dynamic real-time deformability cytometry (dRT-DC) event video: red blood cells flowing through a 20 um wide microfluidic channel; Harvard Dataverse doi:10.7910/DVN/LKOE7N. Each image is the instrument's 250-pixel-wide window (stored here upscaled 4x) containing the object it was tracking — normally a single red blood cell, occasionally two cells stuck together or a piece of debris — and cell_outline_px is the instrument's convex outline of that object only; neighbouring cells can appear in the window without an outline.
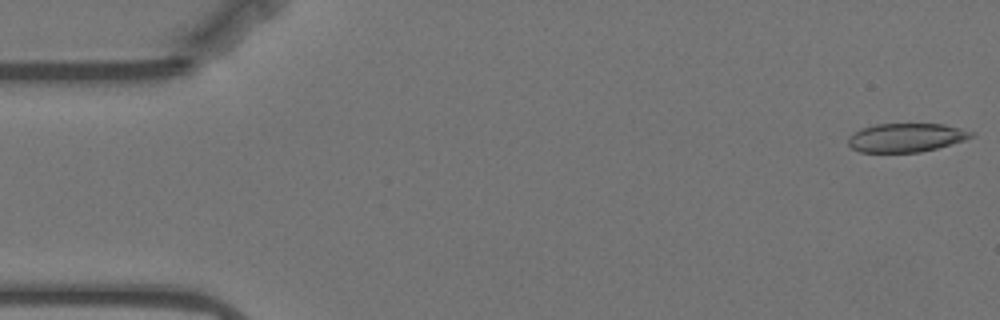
{"species": "Egyptian fruit bat (a non-hibernating species)", "species_latin": "Rousettus aegyptiacus", "temperature_condition": "warm", "stored_images_in_passage": 56, "camera_frame_rate_fps": 3000, "um_per_image_px": 0.085, "animal": {"sex": "female"}, "frame": {"image": 1, "passage_image": 1, "time_ms": 0.0, "image_size_px": [1000, 320], "cell_outline_px": [[976, 136], [964, 140], [936, 148], [920, 152], [860, 152], [852, 148], [848, 144], [848, 136], [860, 128], [876, 124], [944, 124], [976, 132]], "centroid_in_image_um": [77.02, 11.69], "position_along_channel_um": 8.0, "area_um2": 20.69}}
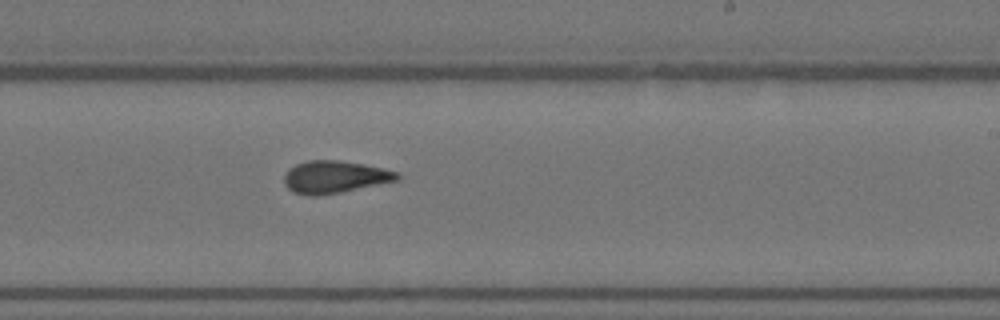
{"frame": {"image": 2, "passage_image": 33, "time_ms": 10.667, "image_size_px": [1000, 320], "cell_outline_px": [[400, 176], [396, 180], [340, 192], [316, 196], [308, 196], [292, 192], [284, 184], [284, 176], [288, 168], [296, 164], [308, 160], [336, 160], [364, 164], [384, 168], [400, 172]], "centroid_in_image_um": [28.41, 15.03], "position_along_channel_um": 260.6, "area_um2": 21.27}}
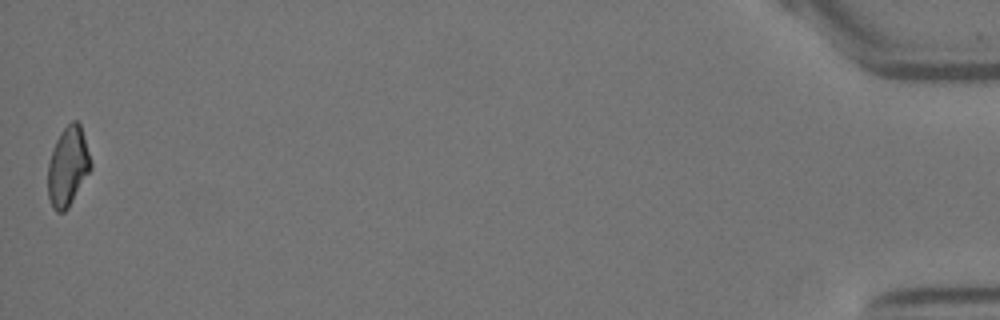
{"frame": {"image": 3, "passage_image": 56, "time_ms": 18.333, "image_size_px": [1000, 320], "cell_outline_px": [[92, 168], [68, 208], [64, 212], [56, 212], [52, 208], [48, 196], [48, 164], [56, 140], [60, 132], [72, 120], [76, 120], [80, 124], [92, 164]], "centroid_in_image_um": [5.77, 14.17], "position_along_channel_um": 429.4, "area_um2": 19.71}, "authors_computed_cell_mechanics": {"area_um2": 21.1548, "velocity_mm_per_s": 3.5225, "shape_relaxation_time_tau1_ms": 8.5313, "shape_relaxation_time_tau2_ms": 1.879, "deformation_change_tau1": 0.1858, "deformation_change_tau2": 0.0735}}